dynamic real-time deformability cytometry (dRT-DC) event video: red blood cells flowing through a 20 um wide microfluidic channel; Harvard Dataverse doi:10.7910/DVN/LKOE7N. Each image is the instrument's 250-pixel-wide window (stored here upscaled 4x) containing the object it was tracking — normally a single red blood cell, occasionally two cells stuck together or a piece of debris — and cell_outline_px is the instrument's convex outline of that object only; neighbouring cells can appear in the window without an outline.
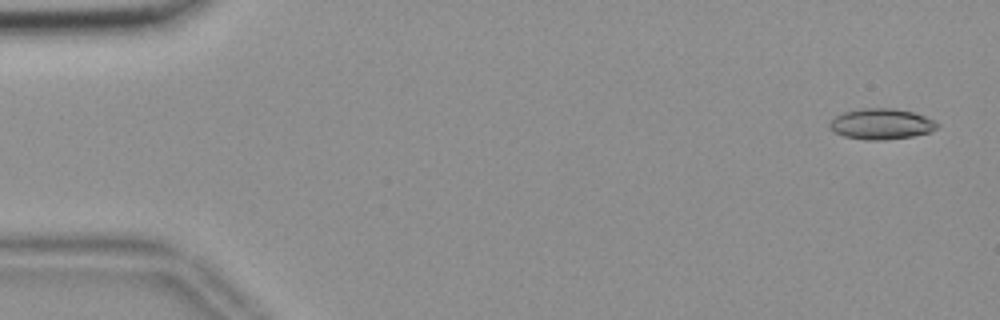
{"species": "common noctule bat (a hibernating species)", "species_latin": "Nyctalus noctula", "temperature_condition": "room temperature", "stored_images_in_passage": 54, "camera_frame_rate_fps": 3000, "um_per_image_px": 0.085, "animal": {"sex": "female", "body_mass_g": 18.4}, "frame": {"image": 1, "passage_image": 1, "time_ms": 0.0, "image_size_px": [1000, 320], "cell_outline_px": [[940, 124], [936, 128], [928, 132], [912, 136], [884, 140], [868, 140], [844, 136], [828, 128], [828, 124], [836, 116], [844, 112], [864, 108], [892, 108], [912, 112], [936, 120]], "centroid_in_image_um": [74.91, 10.53], "position_along_channel_um": 10.1, "area_um2": 19.13}}
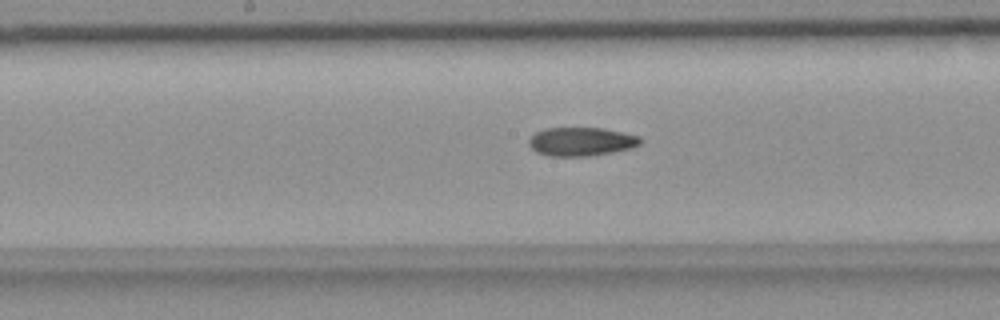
{"frame": {"image": 2, "passage_image": 27, "time_ms": 8.667, "image_size_px": [1000, 320], "cell_outline_px": [[644, 140], [640, 144], [632, 148], [612, 152], [588, 156], [548, 156], [536, 152], [528, 144], [528, 140], [536, 132], [544, 128], [604, 128], [624, 132], [640, 136]], "centroid_in_image_um": [49.43, 12.03], "position_along_channel_um": 198.8, "area_um2": 18.79}}
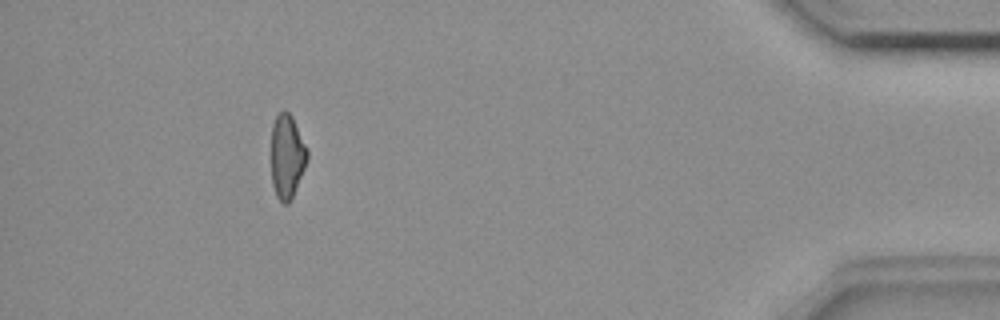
{"frame": {"image": 3, "passage_image": 49, "time_ms": 16.0, "image_size_px": [1000, 320], "cell_outline_px": [[308, 160], [292, 196], [288, 204], [284, 204], [276, 196], [272, 184], [272, 124], [276, 116], [284, 108], [292, 116], [308, 148]], "centroid_in_image_um": [24.41, 13.26], "position_along_channel_um": 410.8, "area_um2": 17.63}, "authors_computed_cell_mechanics": {"area_um2": 18.8428, "velocity_mm_per_s": 3.698, "shape_relaxation_time_tau1_ms": null, "shape_relaxation_time_tau2_ms": 9.0384, "deformation_change_tau1": null, "deformation_change_tau2": 0.1832}}